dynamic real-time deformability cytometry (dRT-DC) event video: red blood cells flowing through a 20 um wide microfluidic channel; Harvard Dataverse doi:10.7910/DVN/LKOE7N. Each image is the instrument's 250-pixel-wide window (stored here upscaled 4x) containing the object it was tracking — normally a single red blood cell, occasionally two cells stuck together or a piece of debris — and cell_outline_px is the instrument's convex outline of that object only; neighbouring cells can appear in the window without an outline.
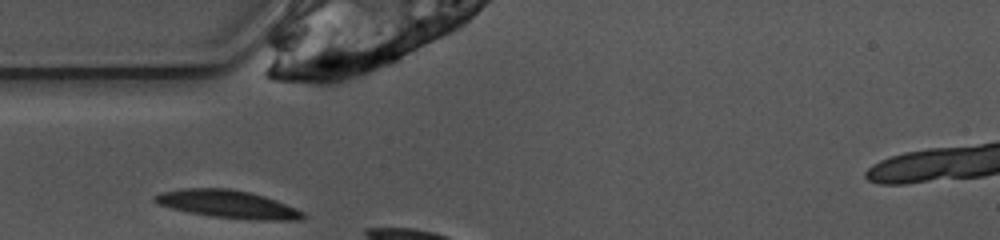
{"species": "common noctule bat (a hibernating species)", "species_latin": "Nyctalus noctula", "temperature_condition": "warm", "stored_images_in_passage": 3, "camera_frame_rate_fps": 3000, "um_per_image_px": 0.085, "animal": {"sex": "female", "body_mass_g": 10.0, "forearm_length_mm": 53.1}, "frame": {"image": 1, "passage_image": 1, "time_ms": 0.0, "image_size_px": [1000, 240], "cell_outline_px": [[308, 216], [304, 220], [252, 220], [212, 216], [188, 212], [156, 204], [152, 200], [152, 196], [160, 192], [184, 188], [228, 188], [248, 192], [264, 196], [276, 200], [296, 208], [304, 212]], "centroid_in_image_um": [19.37, 17.36], "position_along_channel_um": 65.6, "area_um2": 24.22}}